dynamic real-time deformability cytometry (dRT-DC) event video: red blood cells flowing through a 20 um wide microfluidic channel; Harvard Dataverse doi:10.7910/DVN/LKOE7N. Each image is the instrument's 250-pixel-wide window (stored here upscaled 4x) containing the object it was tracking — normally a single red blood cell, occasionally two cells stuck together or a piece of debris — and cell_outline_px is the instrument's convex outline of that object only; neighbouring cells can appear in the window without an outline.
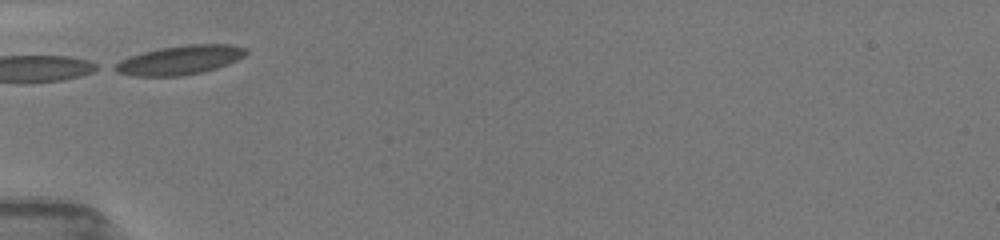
{"species": "common noctule bat (a hibernating species)", "species_latin": "Nyctalus noctula", "temperature_condition": "room temperature", "stored_images_in_passage": 5, "camera_frame_rate_fps": 3000, "um_per_image_px": 0.085, "animal": {"sex": "female", "body_mass_g": 19.5, "forearm_length_mm": 54.1}, "frame": {"image": 1, "passage_image": 1, "time_ms": 0.0, "image_size_px": [1000, 240], "cell_outline_px": [[248, 52], [236, 60], [216, 68], [204, 72], [184, 76], [136, 76], [116, 72], [108, 68], [112, 64], [120, 60], [144, 52], [160, 48], [188, 44], [228, 44], [244, 48]], "centroid_in_image_um": [15.22, 5.12], "position_along_channel_um": 69.8, "area_um2": 22.2}}
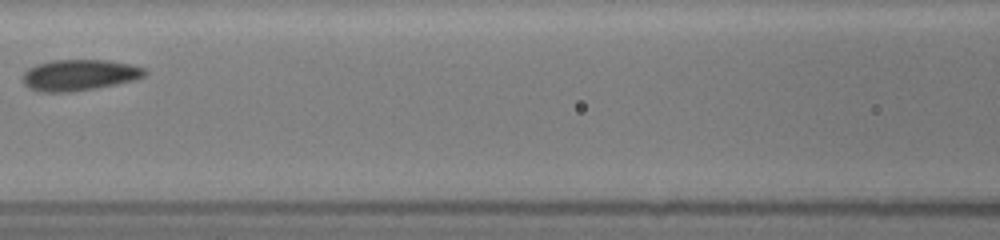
{"frame": {"image": 2, "passage_image": 3, "time_ms": 2.333, "image_size_px": [1000, 240], "cell_outline_px": [[144, 76], [132, 80], [96, 88], [72, 92], [40, 92], [28, 88], [24, 84], [24, 72], [28, 68], [36, 64], [52, 60], [108, 60], [128, 64], [144, 68]], "centroid_in_image_um": [6.68, 6.38], "position_along_channel_um": 159.9, "area_um2": 21.91}}
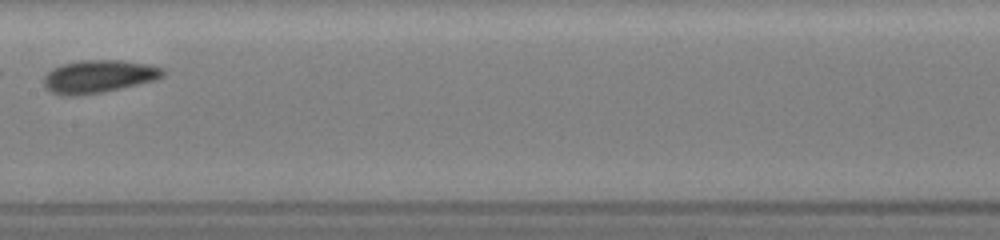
{"frame": {"image": 3, "passage_image": 4, "time_ms": 3.333, "image_size_px": [1000, 240], "cell_outline_px": [[164, 76], [152, 80], [104, 92], [80, 96], [60, 96], [52, 92], [44, 84], [44, 80], [48, 72], [64, 64], [84, 60], [120, 60], [148, 64], [160, 68], [164, 72]], "centroid_in_image_um": [8.37, 6.51], "position_along_channel_um": 199.0, "area_um2": 22.37}}